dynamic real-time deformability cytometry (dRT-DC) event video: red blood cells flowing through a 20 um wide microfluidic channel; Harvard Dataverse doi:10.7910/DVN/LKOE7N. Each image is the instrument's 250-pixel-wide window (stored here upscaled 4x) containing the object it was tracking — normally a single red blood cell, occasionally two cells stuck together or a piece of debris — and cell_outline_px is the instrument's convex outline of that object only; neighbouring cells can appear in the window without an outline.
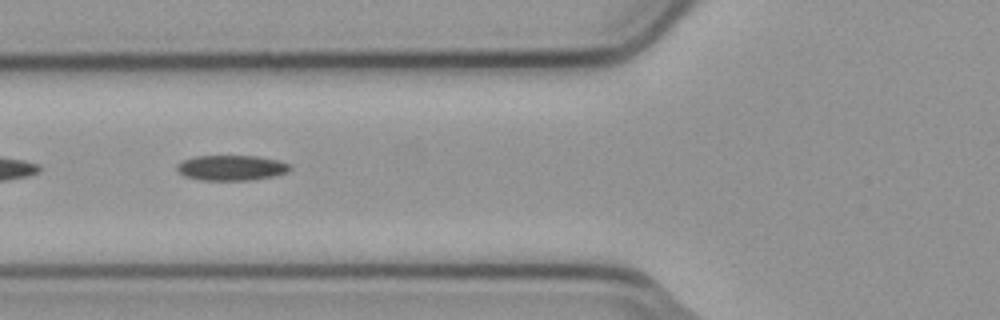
{"species": "common noctule bat (a hibernating species)", "species_latin": "Nyctalus noctula", "temperature_condition": "cold", "stored_images_in_passage": 4, "camera_frame_rate_fps": 3000, "um_per_image_px": 0.085, "animal": {"sex": "male", "body_mass_g": 23.1, "forearm_length_mm": 52.7}, "frame": {"image": 1, "passage_image": 2, "time_ms": 0.333, "image_size_px": [1000, 320], "cell_outline_px": [[292, 168], [288, 172], [276, 176], [252, 180], [200, 180], [184, 176], [176, 168], [184, 160], [196, 156], [256, 156], [280, 160], [292, 164]], "centroid_in_image_um": [19.76, 14.27], "position_along_channel_um": 106.0, "area_um2": 16.76}}
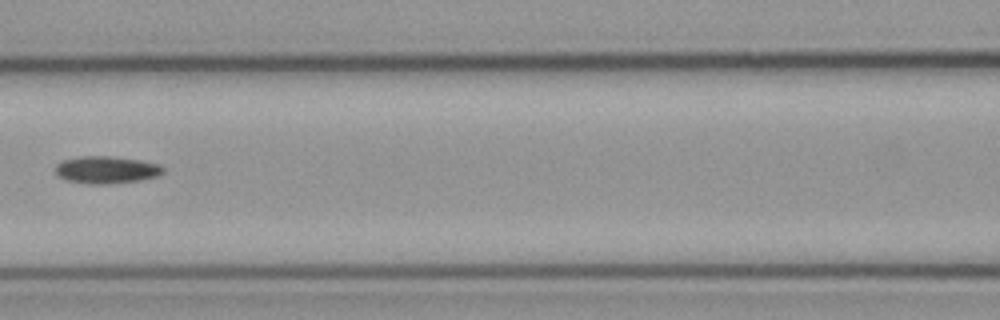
{"frame": {"image": 2, "passage_image": 3, "time_ms": 0.667, "image_size_px": [1000, 320], "cell_outline_px": [[164, 172], [156, 176], [140, 180], [104, 184], [88, 184], [68, 180], [56, 176], [56, 164], [64, 160], [80, 156], [108, 156], [140, 160], [160, 164], [164, 168]], "centroid_in_image_um": [9.04, 14.43], "position_along_channel_um": 157.6, "area_um2": 17.05}}
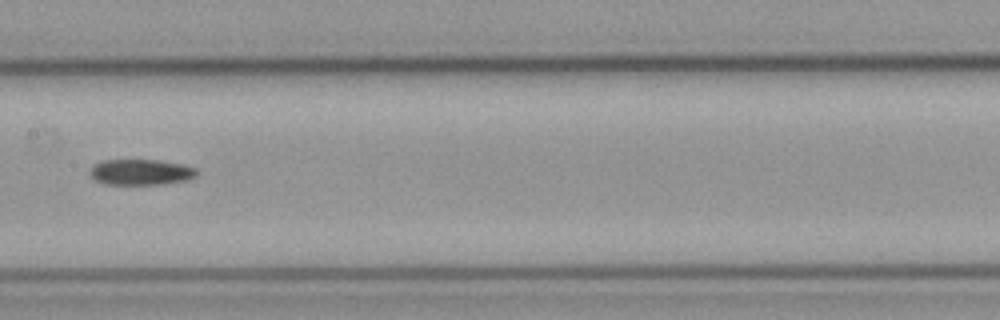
{"frame": {"image": 3, "passage_image": 4, "time_ms": 1.0, "image_size_px": [1000, 320], "cell_outline_px": [[196, 176], [188, 180], [164, 184], [104, 184], [96, 180], [88, 172], [96, 164], [104, 160], [160, 160], [184, 164], [196, 168]], "centroid_in_image_um": [12.01, 14.63], "position_along_channel_um": 195.4, "area_um2": 16.01}}